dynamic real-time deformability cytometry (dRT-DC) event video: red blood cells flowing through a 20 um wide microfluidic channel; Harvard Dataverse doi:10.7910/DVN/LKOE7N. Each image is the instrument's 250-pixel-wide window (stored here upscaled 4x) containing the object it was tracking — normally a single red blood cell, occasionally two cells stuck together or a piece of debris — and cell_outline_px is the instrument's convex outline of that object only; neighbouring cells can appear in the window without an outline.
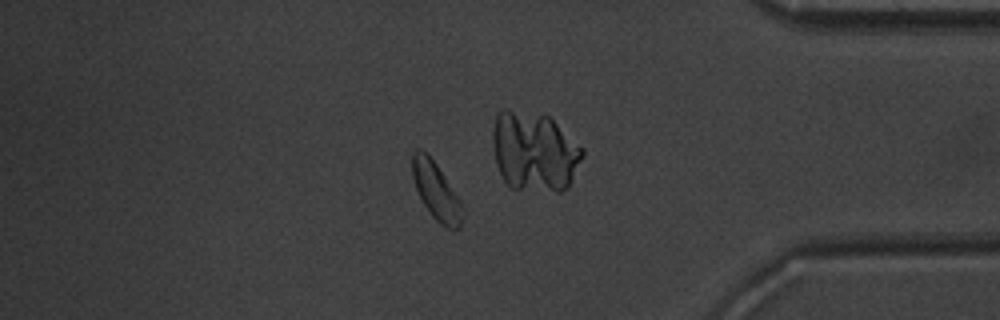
{"species": "common noctule bat (a hibernating species)", "species_latin": "Nyctalus noctula", "temperature_condition": "warm", "stored_images_in_passage": 54, "camera_frame_rate_fps": 3000, "um_per_image_px": 0.085, "animal": {"sex": "male", "body_mass_g": 20.1, "forearm_length_mm": 53.5}, "frame": {"image": 1, "passage_image": 46, "time_ms": 15.0, "image_size_px": [1000, 320], "cell_outline_px": [[464, 216], [460, 228], [448, 228], [440, 224], [432, 216], [424, 204], [416, 188], [412, 176], [412, 152], [416, 148], [420, 148], [436, 164], [460, 200], [464, 212]], "centroid_in_image_um": [37.07, 16.26], "position_along_channel_um": 398.1, "area_um2": 16.53}, "authors_computed_cell_mechanics": {"area_um2": 17.4556, "velocity_mm_per_s": 3.9574, "shape_relaxation_time_tau1_ms": 4.496, "shape_relaxation_time_tau2_ms": 3.9821, "deformation_change_tau1": 0.1216, "deformation_change_tau2": 0.0868}}